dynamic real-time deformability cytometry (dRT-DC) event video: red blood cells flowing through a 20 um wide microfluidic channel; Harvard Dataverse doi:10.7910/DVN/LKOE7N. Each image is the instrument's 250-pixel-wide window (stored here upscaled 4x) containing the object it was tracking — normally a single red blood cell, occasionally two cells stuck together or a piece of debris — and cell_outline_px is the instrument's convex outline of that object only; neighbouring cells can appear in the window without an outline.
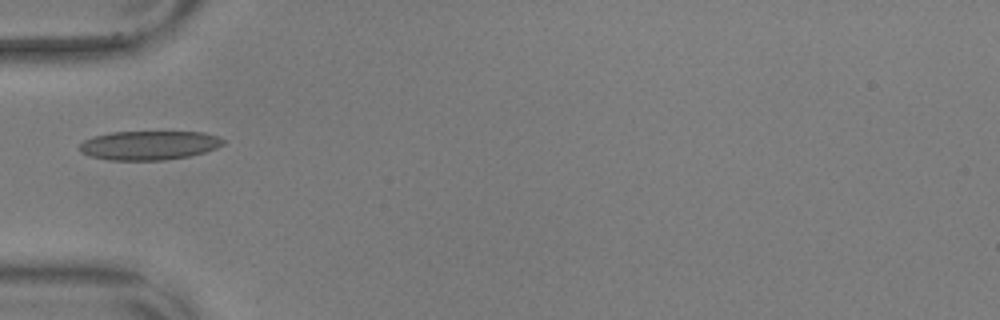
{"species": "common noctule bat (a hibernating species)", "species_latin": "Nyctalus noctula", "temperature_condition": "warm", "stored_images_in_passage": 38, "camera_frame_rate_fps": 3000, "um_per_image_px": 0.085, "animal": {"sex": "male", "body_mass_g": 17.9, "forearm_length_mm": 54.2}, "frame": {"image": 1, "passage_image": 1, "time_ms": 0.0, "image_size_px": [1000, 320], "cell_outline_px": [[228, 140], [224, 144], [216, 148], [204, 152], [188, 156], [164, 160], [108, 160], [92, 156], [80, 152], [80, 144], [84, 140], [92, 136], [112, 132], [204, 132]], "centroid_in_image_um": [12.69, 12.34], "position_along_channel_um": 72.3, "area_um2": 24.33}}
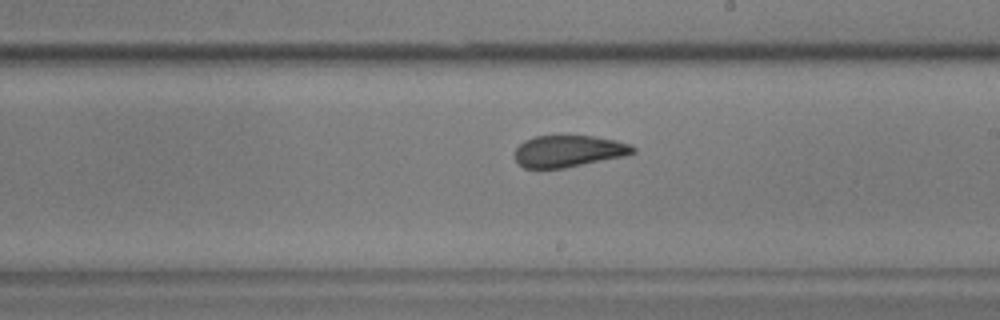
{"frame": {"image": 2, "passage_image": 15, "time_ms": 4.667, "image_size_px": [1000, 320], "cell_outline_px": [[636, 152], [624, 156], [564, 168], [524, 168], [516, 160], [516, 148], [524, 140], [536, 136], [592, 136], [616, 140], [628, 144], [636, 148]], "centroid_in_image_um": [48.34, 12.84], "position_along_channel_um": 240.7, "area_um2": 21.62}}
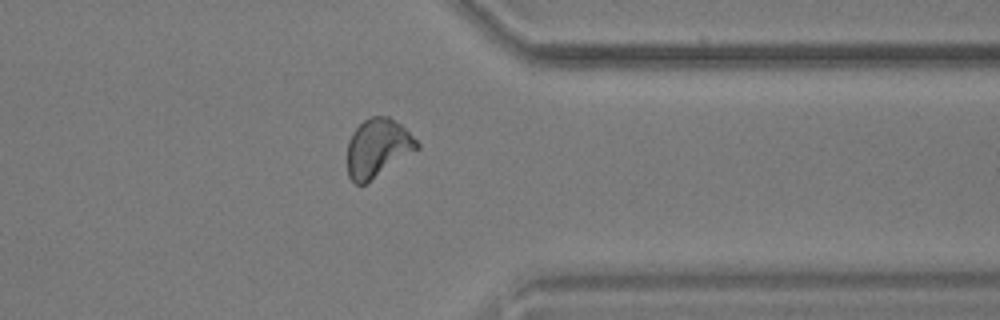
{"frame": {"image": 3, "passage_image": 27, "time_ms": 8.667, "image_size_px": [1000, 320], "cell_outline_px": [[420, 148], [364, 184], [356, 184], [348, 176], [348, 140], [352, 132], [364, 120], [372, 116], [388, 116], [400, 124], [420, 144]], "centroid_in_image_um": [32.09, 12.56], "position_along_channel_um": 379.3, "area_um2": 23.35}, "authors_computed_cell_mechanics": {"area_um2": 23.409, "velocity_mm_per_s": 3.5952, "shape_relaxation_time_tau1_ms": 8.4457, "shape_relaxation_time_tau2_ms": 1.6813, "deformation_change_tau1": 0.1913, "deformation_change_tau2": 0.0764}}